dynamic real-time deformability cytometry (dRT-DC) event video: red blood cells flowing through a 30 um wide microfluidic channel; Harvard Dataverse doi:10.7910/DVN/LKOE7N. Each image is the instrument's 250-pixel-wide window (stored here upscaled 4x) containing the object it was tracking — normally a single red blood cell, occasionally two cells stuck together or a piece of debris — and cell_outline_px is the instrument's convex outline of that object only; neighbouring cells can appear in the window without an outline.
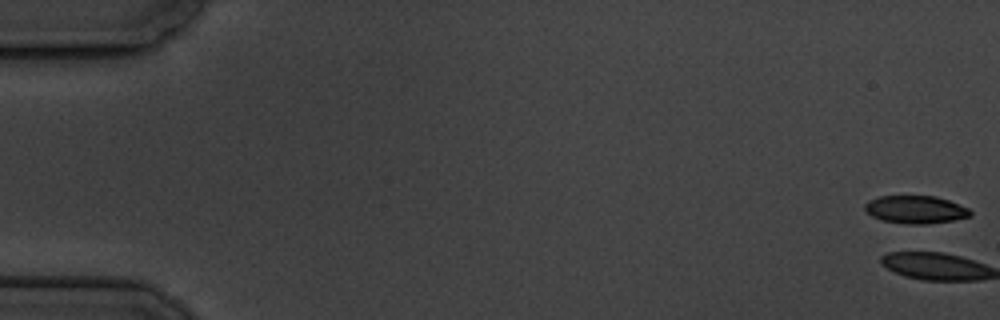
{"species": "common noctule bat (a hibernating species)", "species_latin": "Nyctalus noctula", "temperature_condition": "cold", "stored_images_in_passage": 5, "camera_frame_rate_fps": 3000, "um_per_image_px": 0.085, "animal": {"sex": "male", "body_mass_g": 19.5, "forearm_length_mm": 54.6}, "frame": {"image": 1, "passage_image": 1, "time_ms": 0.0, "image_size_px": [1000, 320], "cell_outline_px": [[972, 216], [952, 220], [928, 224], [908, 224], [880, 220], [872, 216], [864, 208], [864, 204], [868, 200], [880, 196], [936, 196], [948, 200], [968, 208], [972, 212]], "centroid_in_image_um": [77.81, 17.81], "position_along_channel_um": 7.2, "area_um2": 17.11}}